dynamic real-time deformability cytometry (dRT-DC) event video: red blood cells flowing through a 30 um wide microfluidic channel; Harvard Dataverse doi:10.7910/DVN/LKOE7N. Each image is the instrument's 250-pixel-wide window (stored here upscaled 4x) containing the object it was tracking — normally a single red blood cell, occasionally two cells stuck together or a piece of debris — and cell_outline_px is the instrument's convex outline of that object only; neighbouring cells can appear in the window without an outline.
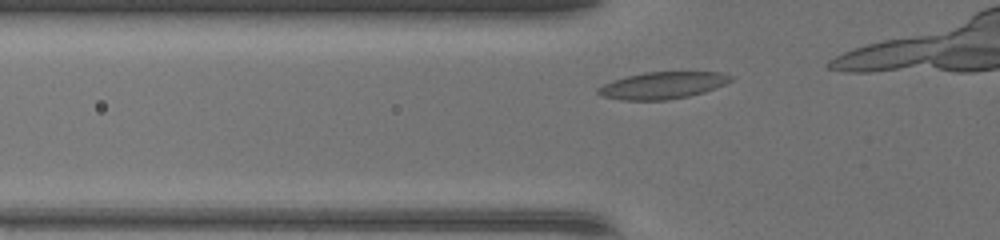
{"species": "common noctule bat (a hibernating species)", "species_latin": "Nyctalus noctula", "temperature_condition": "warm", "stored_images_in_passage": 7, "camera_frame_rate_fps": 3000, "um_per_image_px": 0.085, "animal": {"sex": "female", "body_mass_g": 17.0, "forearm_length_mm": 48.0}, "frame": {"image": 1, "passage_image": 2, "time_ms": 0.333, "image_size_px": [1000, 240], "cell_outline_px": [[732, 80], [724, 84], [704, 92], [688, 96], [668, 100], [620, 100], [600, 96], [596, 92], [596, 88], [612, 80], [644, 72], [720, 72], [732, 76]], "centroid_in_image_um": [56.26, 7.26], "position_along_channel_um": 69.5, "area_um2": 20.81}}
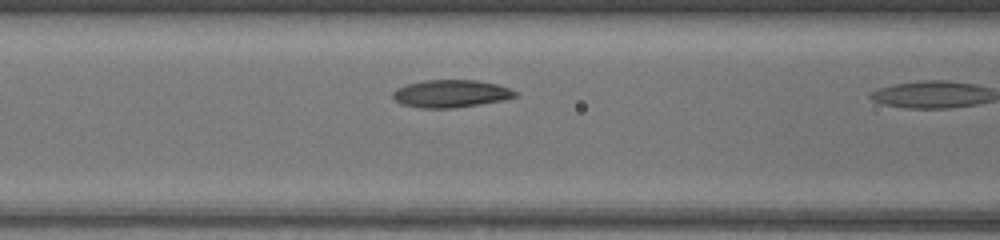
{"frame": {"image": 2, "passage_image": 6, "time_ms": 1.667, "image_size_px": [1000, 240], "cell_outline_px": [[520, 96], [504, 100], [452, 108], [420, 108], [400, 104], [392, 96], [392, 92], [396, 88], [408, 84], [424, 80], [476, 80], [496, 84], [520, 92]], "centroid_in_image_um": [38.34, 7.96], "position_along_channel_um": 128.3, "area_um2": 19.77}}